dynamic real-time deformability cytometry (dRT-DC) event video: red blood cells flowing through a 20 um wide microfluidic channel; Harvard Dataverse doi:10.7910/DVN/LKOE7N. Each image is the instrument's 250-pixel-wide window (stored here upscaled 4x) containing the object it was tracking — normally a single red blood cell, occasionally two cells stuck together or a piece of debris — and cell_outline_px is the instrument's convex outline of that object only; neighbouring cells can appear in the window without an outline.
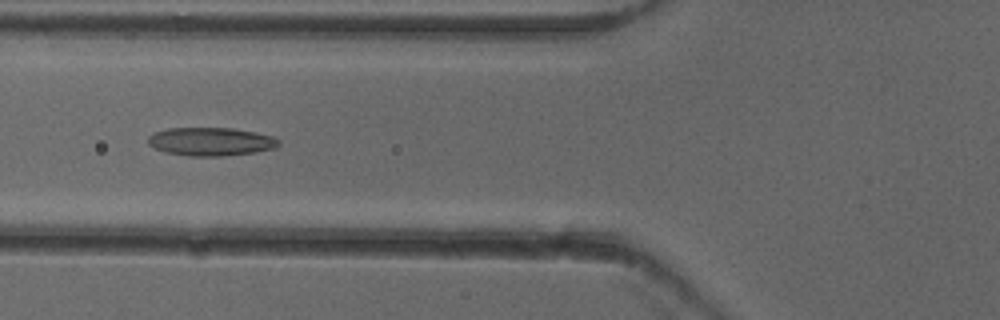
{"species": "common noctule bat (a hibernating species)", "species_latin": "Nyctalus noctula", "temperature_condition": "cold", "stored_images_in_passage": 52, "camera_frame_rate_fps": 3000, "um_per_image_px": 0.085, "animal": {"sex": "female"}, "frame": {"image": 1, "passage_image": 20, "time_ms": 6.333, "image_size_px": [1000, 320], "cell_outline_px": [[280, 144], [276, 148], [256, 152], [220, 156], [188, 156], [164, 152], [148, 144], [148, 136], [152, 132], [168, 128], [232, 128], [256, 132], [272, 136], [280, 140]], "centroid_in_image_um": [17.92, 12.03], "position_along_channel_um": 107.9, "area_um2": 21.73}}
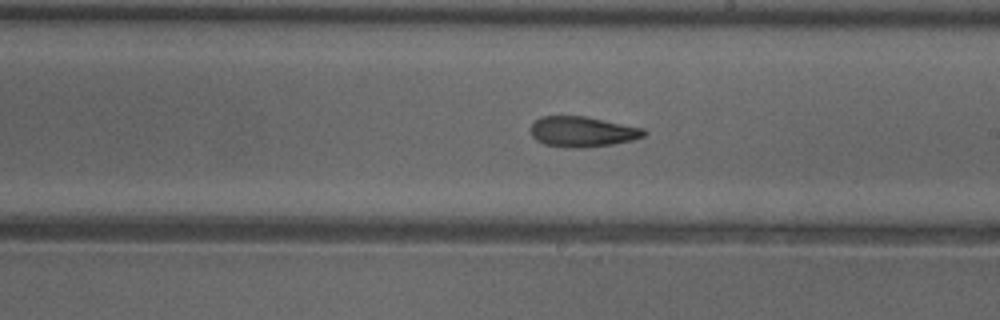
{"frame": {"image": 2, "passage_image": 30, "time_ms": 9.667, "image_size_px": [1000, 320], "cell_outline_px": [[648, 132], [644, 136], [632, 140], [612, 144], [580, 148], [544, 144], [536, 140], [532, 136], [532, 124], [540, 116], [584, 116], [644, 128]], "centroid_in_image_um": [49.53, 11.18], "position_along_channel_um": 239.5, "area_um2": 19.83}}
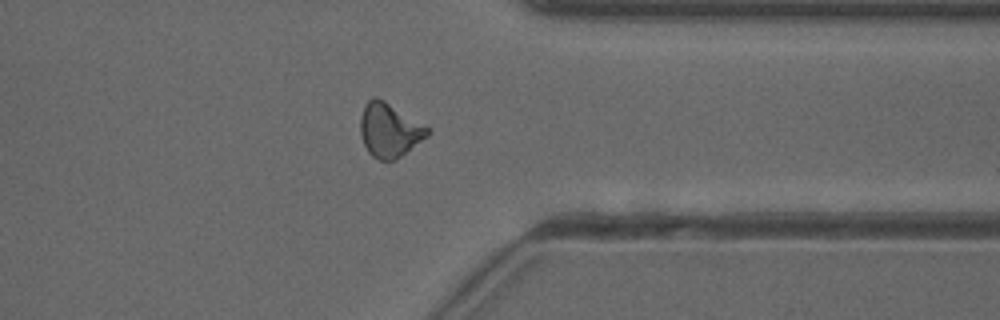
{"frame": {"image": 3, "passage_image": 41, "time_ms": 13.333, "image_size_px": [1000, 320], "cell_outline_px": [[428, 136], [396, 160], [380, 160], [372, 156], [368, 152], [364, 144], [360, 132], [360, 116], [364, 104], [372, 96], [376, 96], [384, 100], [428, 128]], "centroid_in_image_um": [33.05, 11.06], "position_along_channel_um": 378.4, "area_um2": 20.92}, "authors_computed_cell_mechanics": {"area_um2": 20.4901, "velocity_mm_per_s": 3.9367, "shape_relaxation_time_tau1_ms": null, "shape_relaxation_time_tau2_ms": 4.0969, "deformation_change_tau1": null, "deformation_change_tau2": 0.1193}}